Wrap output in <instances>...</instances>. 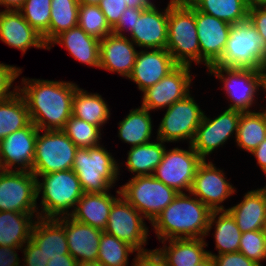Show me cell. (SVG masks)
Returning a JSON list of instances; mask_svg holds the SVG:
<instances>
[{"instance_id": "f35d334b", "label": "cell", "mask_w": 266, "mask_h": 266, "mask_svg": "<svg viewBox=\"0 0 266 266\" xmlns=\"http://www.w3.org/2000/svg\"><path fill=\"white\" fill-rule=\"evenodd\" d=\"M19 11L49 45L51 0H25Z\"/></svg>"}, {"instance_id": "4fadbf2b", "label": "cell", "mask_w": 266, "mask_h": 266, "mask_svg": "<svg viewBox=\"0 0 266 266\" xmlns=\"http://www.w3.org/2000/svg\"><path fill=\"white\" fill-rule=\"evenodd\" d=\"M143 219L146 218L121 195L113 203L104 231L137 252L144 251L149 231Z\"/></svg>"}, {"instance_id": "44dd1931", "label": "cell", "mask_w": 266, "mask_h": 266, "mask_svg": "<svg viewBox=\"0 0 266 266\" xmlns=\"http://www.w3.org/2000/svg\"><path fill=\"white\" fill-rule=\"evenodd\" d=\"M177 64L166 49H150L138 51L131 75L128 79L138 85L140 91L158 83L173 70Z\"/></svg>"}, {"instance_id": "5b68a950", "label": "cell", "mask_w": 266, "mask_h": 266, "mask_svg": "<svg viewBox=\"0 0 266 266\" xmlns=\"http://www.w3.org/2000/svg\"><path fill=\"white\" fill-rule=\"evenodd\" d=\"M112 156L102 145L77 149L72 170L84 193H105L115 186L120 167Z\"/></svg>"}, {"instance_id": "7402d4cb", "label": "cell", "mask_w": 266, "mask_h": 266, "mask_svg": "<svg viewBox=\"0 0 266 266\" xmlns=\"http://www.w3.org/2000/svg\"><path fill=\"white\" fill-rule=\"evenodd\" d=\"M65 229L69 253L77 262L96 261L102 230L78 222L70 216L56 219Z\"/></svg>"}, {"instance_id": "f6af8a7d", "label": "cell", "mask_w": 266, "mask_h": 266, "mask_svg": "<svg viewBox=\"0 0 266 266\" xmlns=\"http://www.w3.org/2000/svg\"><path fill=\"white\" fill-rule=\"evenodd\" d=\"M208 255L212 256L213 266H260L240 252L216 255L208 251Z\"/></svg>"}, {"instance_id": "60d3db41", "label": "cell", "mask_w": 266, "mask_h": 266, "mask_svg": "<svg viewBox=\"0 0 266 266\" xmlns=\"http://www.w3.org/2000/svg\"><path fill=\"white\" fill-rule=\"evenodd\" d=\"M78 26L99 41L112 33V28L98 5H79Z\"/></svg>"}, {"instance_id": "603a6c76", "label": "cell", "mask_w": 266, "mask_h": 266, "mask_svg": "<svg viewBox=\"0 0 266 266\" xmlns=\"http://www.w3.org/2000/svg\"><path fill=\"white\" fill-rule=\"evenodd\" d=\"M127 36L111 33L100 40V67L110 72H116L128 79L131 75L138 51Z\"/></svg>"}, {"instance_id": "52a82bcc", "label": "cell", "mask_w": 266, "mask_h": 266, "mask_svg": "<svg viewBox=\"0 0 266 266\" xmlns=\"http://www.w3.org/2000/svg\"><path fill=\"white\" fill-rule=\"evenodd\" d=\"M121 195L150 223L178 195L153 175L133 176L120 186Z\"/></svg>"}, {"instance_id": "680465c9", "label": "cell", "mask_w": 266, "mask_h": 266, "mask_svg": "<svg viewBox=\"0 0 266 266\" xmlns=\"http://www.w3.org/2000/svg\"><path fill=\"white\" fill-rule=\"evenodd\" d=\"M101 0H78L79 4L84 5H99Z\"/></svg>"}, {"instance_id": "11a10c76", "label": "cell", "mask_w": 266, "mask_h": 266, "mask_svg": "<svg viewBox=\"0 0 266 266\" xmlns=\"http://www.w3.org/2000/svg\"><path fill=\"white\" fill-rule=\"evenodd\" d=\"M194 266H213V259L211 255H208L203 261Z\"/></svg>"}, {"instance_id": "f546056e", "label": "cell", "mask_w": 266, "mask_h": 266, "mask_svg": "<svg viewBox=\"0 0 266 266\" xmlns=\"http://www.w3.org/2000/svg\"><path fill=\"white\" fill-rule=\"evenodd\" d=\"M212 226L215 227V249L218 250V255L238 252L242 233L233 216L227 210L211 212L206 236L211 231Z\"/></svg>"}, {"instance_id": "f1b7e54d", "label": "cell", "mask_w": 266, "mask_h": 266, "mask_svg": "<svg viewBox=\"0 0 266 266\" xmlns=\"http://www.w3.org/2000/svg\"><path fill=\"white\" fill-rule=\"evenodd\" d=\"M34 214L0 211V246L23 247L30 238ZM33 219V220H32Z\"/></svg>"}, {"instance_id": "cb8c5ba5", "label": "cell", "mask_w": 266, "mask_h": 266, "mask_svg": "<svg viewBox=\"0 0 266 266\" xmlns=\"http://www.w3.org/2000/svg\"><path fill=\"white\" fill-rule=\"evenodd\" d=\"M116 193L117 197L108 192L84 193L75 209L70 211V217L104 231L113 203L121 196L120 189Z\"/></svg>"}, {"instance_id": "7c38bea8", "label": "cell", "mask_w": 266, "mask_h": 266, "mask_svg": "<svg viewBox=\"0 0 266 266\" xmlns=\"http://www.w3.org/2000/svg\"><path fill=\"white\" fill-rule=\"evenodd\" d=\"M202 161L191 144L188 150L179 147L165 150L153 176L178 193H183L184 189L190 192L196 171Z\"/></svg>"}, {"instance_id": "484cf974", "label": "cell", "mask_w": 266, "mask_h": 266, "mask_svg": "<svg viewBox=\"0 0 266 266\" xmlns=\"http://www.w3.org/2000/svg\"><path fill=\"white\" fill-rule=\"evenodd\" d=\"M226 210L241 233L262 230L266 222V191L263 188L248 191L239 204Z\"/></svg>"}, {"instance_id": "d6a6232c", "label": "cell", "mask_w": 266, "mask_h": 266, "mask_svg": "<svg viewBox=\"0 0 266 266\" xmlns=\"http://www.w3.org/2000/svg\"><path fill=\"white\" fill-rule=\"evenodd\" d=\"M157 142H149L130 148L126 161L127 169L135 176L153 175L155 168L162 161L166 147L165 142L156 138Z\"/></svg>"}, {"instance_id": "4dcf8cb0", "label": "cell", "mask_w": 266, "mask_h": 266, "mask_svg": "<svg viewBox=\"0 0 266 266\" xmlns=\"http://www.w3.org/2000/svg\"><path fill=\"white\" fill-rule=\"evenodd\" d=\"M106 103L98 93H89L77 87L73 96L72 115L101 129L111 115Z\"/></svg>"}, {"instance_id": "91938a15", "label": "cell", "mask_w": 266, "mask_h": 266, "mask_svg": "<svg viewBox=\"0 0 266 266\" xmlns=\"http://www.w3.org/2000/svg\"><path fill=\"white\" fill-rule=\"evenodd\" d=\"M262 72V89L266 92V65L261 69Z\"/></svg>"}, {"instance_id": "8992f818", "label": "cell", "mask_w": 266, "mask_h": 266, "mask_svg": "<svg viewBox=\"0 0 266 266\" xmlns=\"http://www.w3.org/2000/svg\"><path fill=\"white\" fill-rule=\"evenodd\" d=\"M266 65V45L249 20L233 24L221 59L213 66L261 70Z\"/></svg>"}, {"instance_id": "ac0fdd59", "label": "cell", "mask_w": 266, "mask_h": 266, "mask_svg": "<svg viewBox=\"0 0 266 266\" xmlns=\"http://www.w3.org/2000/svg\"><path fill=\"white\" fill-rule=\"evenodd\" d=\"M38 128L34 123L0 141V166L5 171H30L34 164ZM18 168H16L17 166Z\"/></svg>"}, {"instance_id": "4316f807", "label": "cell", "mask_w": 266, "mask_h": 266, "mask_svg": "<svg viewBox=\"0 0 266 266\" xmlns=\"http://www.w3.org/2000/svg\"><path fill=\"white\" fill-rule=\"evenodd\" d=\"M30 240L42 250L47 259L70 254L65 229L56 219L38 217Z\"/></svg>"}, {"instance_id": "b9f144b4", "label": "cell", "mask_w": 266, "mask_h": 266, "mask_svg": "<svg viewBox=\"0 0 266 266\" xmlns=\"http://www.w3.org/2000/svg\"><path fill=\"white\" fill-rule=\"evenodd\" d=\"M238 252L248 259L263 266L261 261L266 260V236L264 229L242 233Z\"/></svg>"}, {"instance_id": "7a4b0ae2", "label": "cell", "mask_w": 266, "mask_h": 266, "mask_svg": "<svg viewBox=\"0 0 266 266\" xmlns=\"http://www.w3.org/2000/svg\"><path fill=\"white\" fill-rule=\"evenodd\" d=\"M188 195L178 193L151 222L159 241L206 237L212 211L190 192Z\"/></svg>"}, {"instance_id": "3957f363", "label": "cell", "mask_w": 266, "mask_h": 266, "mask_svg": "<svg viewBox=\"0 0 266 266\" xmlns=\"http://www.w3.org/2000/svg\"><path fill=\"white\" fill-rule=\"evenodd\" d=\"M166 50L177 65L200 63L195 7L188 0H170Z\"/></svg>"}, {"instance_id": "681fc988", "label": "cell", "mask_w": 266, "mask_h": 266, "mask_svg": "<svg viewBox=\"0 0 266 266\" xmlns=\"http://www.w3.org/2000/svg\"><path fill=\"white\" fill-rule=\"evenodd\" d=\"M135 23V3L130 4L128 8L122 13L118 23L112 28V33L119 36H125V30L132 32Z\"/></svg>"}, {"instance_id": "74e56055", "label": "cell", "mask_w": 266, "mask_h": 266, "mask_svg": "<svg viewBox=\"0 0 266 266\" xmlns=\"http://www.w3.org/2000/svg\"><path fill=\"white\" fill-rule=\"evenodd\" d=\"M134 252L132 246L103 231L97 261L103 266H128L129 254Z\"/></svg>"}, {"instance_id": "e575fe53", "label": "cell", "mask_w": 266, "mask_h": 266, "mask_svg": "<svg viewBox=\"0 0 266 266\" xmlns=\"http://www.w3.org/2000/svg\"><path fill=\"white\" fill-rule=\"evenodd\" d=\"M264 112H241L235 141L239 148L252 152L266 139V109Z\"/></svg>"}, {"instance_id": "816d5d0a", "label": "cell", "mask_w": 266, "mask_h": 266, "mask_svg": "<svg viewBox=\"0 0 266 266\" xmlns=\"http://www.w3.org/2000/svg\"><path fill=\"white\" fill-rule=\"evenodd\" d=\"M250 154L255 156L257 164L266 175V139L263 140L259 146L254 149Z\"/></svg>"}, {"instance_id": "5bb4252c", "label": "cell", "mask_w": 266, "mask_h": 266, "mask_svg": "<svg viewBox=\"0 0 266 266\" xmlns=\"http://www.w3.org/2000/svg\"><path fill=\"white\" fill-rule=\"evenodd\" d=\"M240 117V111L229 108L213 119L204 113L191 146L203 160H206L207 155L224 145L234 132L236 137Z\"/></svg>"}, {"instance_id": "9c48e42d", "label": "cell", "mask_w": 266, "mask_h": 266, "mask_svg": "<svg viewBox=\"0 0 266 266\" xmlns=\"http://www.w3.org/2000/svg\"><path fill=\"white\" fill-rule=\"evenodd\" d=\"M209 74H213L223 83L231 104L229 109L240 112H251L257 91L262 87V72L259 69L231 68L210 66ZM225 73V74H224Z\"/></svg>"}, {"instance_id": "83f0119b", "label": "cell", "mask_w": 266, "mask_h": 266, "mask_svg": "<svg viewBox=\"0 0 266 266\" xmlns=\"http://www.w3.org/2000/svg\"><path fill=\"white\" fill-rule=\"evenodd\" d=\"M205 238H184L161 241L163 247L159 252L165 258L168 266H194L208 256ZM169 242V246L165 243Z\"/></svg>"}, {"instance_id": "c3c4849f", "label": "cell", "mask_w": 266, "mask_h": 266, "mask_svg": "<svg viewBox=\"0 0 266 266\" xmlns=\"http://www.w3.org/2000/svg\"><path fill=\"white\" fill-rule=\"evenodd\" d=\"M248 20L263 37L266 45V6H250Z\"/></svg>"}, {"instance_id": "9a60e30c", "label": "cell", "mask_w": 266, "mask_h": 266, "mask_svg": "<svg viewBox=\"0 0 266 266\" xmlns=\"http://www.w3.org/2000/svg\"><path fill=\"white\" fill-rule=\"evenodd\" d=\"M168 6L160 12L155 4L135 3V23L129 38L137 47L166 49Z\"/></svg>"}, {"instance_id": "db71d44e", "label": "cell", "mask_w": 266, "mask_h": 266, "mask_svg": "<svg viewBox=\"0 0 266 266\" xmlns=\"http://www.w3.org/2000/svg\"><path fill=\"white\" fill-rule=\"evenodd\" d=\"M24 1L25 0H0V5L6 7L5 10H19Z\"/></svg>"}, {"instance_id": "7dc6e473", "label": "cell", "mask_w": 266, "mask_h": 266, "mask_svg": "<svg viewBox=\"0 0 266 266\" xmlns=\"http://www.w3.org/2000/svg\"><path fill=\"white\" fill-rule=\"evenodd\" d=\"M23 247V261L25 263L23 266H47L50 259H47L42 253V250L31 240H29Z\"/></svg>"}, {"instance_id": "8d00e7d4", "label": "cell", "mask_w": 266, "mask_h": 266, "mask_svg": "<svg viewBox=\"0 0 266 266\" xmlns=\"http://www.w3.org/2000/svg\"><path fill=\"white\" fill-rule=\"evenodd\" d=\"M78 0H51L49 43L61 32L78 26Z\"/></svg>"}, {"instance_id": "d590c367", "label": "cell", "mask_w": 266, "mask_h": 266, "mask_svg": "<svg viewBox=\"0 0 266 266\" xmlns=\"http://www.w3.org/2000/svg\"><path fill=\"white\" fill-rule=\"evenodd\" d=\"M30 123L27 104L19 92L0 101V141L11 133L27 127Z\"/></svg>"}, {"instance_id": "ee69618b", "label": "cell", "mask_w": 266, "mask_h": 266, "mask_svg": "<svg viewBox=\"0 0 266 266\" xmlns=\"http://www.w3.org/2000/svg\"><path fill=\"white\" fill-rule=\"evenodd\" d=\"M132 3L131 0H101L98 6L105 15L109 26L113 28L120 20L125 9Z\"/></svg>"}, {"instance_id": "6f0895ef", "label": "cell", "mask_w": 266, "mask_h": 266, "mask_svg": "<svg viewBox=\"0 0 266 266\" xmlns=\"http://www.w3.org/2000/svg\"><path fill=\"white\" fill-rule=\"evenodd\" d=\"M249 6H266V0H248Z\"/></svg>"}, {"instance_id": "9f6ffc18", "label": "cell", "mask_w": 266, "mask_h": 266, "mask_svg": "<svg viewBox=\"0 0 266 266\" xmlns=\"http://www.w3.org/2000/svg\"><path fill=\"white\" fill-rule=\"evenodd\" d=\"M76 266H103V265L96 260L90 262H77Z\"/></svg>"}, {"instance_id": "6da1fadb", "label": "cell", "mask_w": 266, "mask_h": 266, "mask_svg": "<svg viewBox=\"0 0 266 266\" xmlns=\"http://www.w3.org/2000/svg\"><path fill=\"white\" fill-rule=\"evenodd\" d=\"M23 96L31 122L40 130H63L72 115L77 84L65 81L22 78Z\"/></svg>"}, {"instance_id": "30bf717a", "label": "cell", "mask_w": 266, "mask_h": 266, "mask_svg": "<svg viewBox=\"0 0 266 266\" xmlns=\"http://www.w3.org/2000/svg\"><path fill=\"white\" fill-rule=\"evenodd\" d=\"M37 209V210H36ZM37 178L30 171L0 173V211H15L38 216Z\"/></svg>"}, {"instance_id": "f5cc1de1", "label": "cell", "mask_w": 266, "mask_h": 266, "mask_svg": "<svg viewBox=\"0 0 266 266\" xmlns=\"http://www.w3.org/2000/svg\"><path fill=\"white\" fill-rule=\"evenodd\" d=\"M77 261L71 254H64L61 257L51 258L47 266H76Z\"/></svg>"}, {"instance_id": "8fae6325", "label": "cell", "mask_w": 266, "mask_h": 266, "mask_svg": "<svg viewBox=\"0 0 266 266\" xmlns=\"http://www.w3.org/2000/svg\"><path fill=\"white\" fill-rule=\"evenodd\" d=\"M166 109L156 138L167 143L188 139L191 144L204 115L194 97L189 93Z\"/></svg>"}, {"instance_id": "2e32d148", "label": "cell", "mask_w": 266, "mask_h": 266, "mask_svg": "<svg viewBox=\"0 0 266 266\" xmlns=\"http://www.w3.org/2000/svg\"><path fill=\"white\" fill-rule=\"evenodd\" d=\"M224 173L211 161L203 160L193 179L190 194L197 197L211 211L226 210L220 204L236 192Z\"/></svg>"}, {"instance_id": "94428289", "label": "cell", "mask_w": 266, "mask_h": 266, "mask_svg": "<svg viewBox=\"0 0 266 266\" xmlns=\"http://www.w3.org/2000/svg\"><path fill=\"white\" fill-rule=\"evenodd\" d=\"M133 3H140L144 5H152L154 3L151 2V0H131Z\"/></svg>"}, {"instance_id": "bcb514c9", "label": "cell", "mask_w": 266, "mask_h": 266, "mask_svg": "<svg viewBox=\"0 0 266 266\" xmlns=\"http://www.w3.org/2000/svg\"><path fill=\"white\" fill-rule=\"evenodd\" d=\"M132 266H168V264L163 255L156 248L137 252Z\"/></svg>"}, {"instance_id": "ffe728a7", "label": "cell", "mask_w": 266, "mask_h": 266, "mask_svg": "<svg viewBox=\"0 0 266 266\" xmlns=\"http://www.w3.org/2000/svg\"><path fill=\"white\" fill-rule=\"evenodd\" d=\"M0 40L25 54L30 47L48 49L40 35L19 10L0 11Z\"/></svg>"}, {"instance_id": "f907efd6", "label": "cell", "mask_w": 266, "mask_h": 266, "mask_svg": "<svg viewBox=\"0 0 266 266\" xmlns=\"http://www.w3.org/2000/svg\"><path fill=\"white\" fill-rule=\"evenodd\" d=\"M16 249L21 250L22 247L0 246V266H22Z\"/></svg>"}, {"instance_id": "d6986e66", "label": "cell", "mask_w": 266, "mask_h": 266, "mask_svg": "<svg viewBox=\"0 0 266 266\" xmlns=\"http://www.w3.org/2000/svg\"><path fill=\"white\" fill-rule=\"evenodd\" d=\"M195 21L200 45V63L203 62L208 69L221 59L232 24L196 8Z\"/></svg>"}, {"instance_id": "ba28073f", "label": "cell", "mask_w": 266, "mask_h": 266, "mask_svg": "<svg viewBox=\"0 0 266 266\" xmlns=\"http://www.w3.org/2000/svg\"><path fill=\"white\" fill-rule=\"evenodd\" d=\"M40 135L38 129L34 164V175L72 169L78 147L62 130H43Z\"/></svg>"}, {"instance_id": "6125c7cd", "label": "cell", "mask_w": 266, "mask_h": 266, "mask_svg": "<svg viewBox=\"0 0 266 266\" xmlns=\"http://www.w3.org/2000/svg\"><path fill=\"white\" fill-rule=\"evenodd\" d=\"M264 232H265V236H266V222H265V226H264Z\"/></svg>"}, {"instance_id": "e0dca14e", "label": "cell", "mask_w": 266, "mask_h": 266, "mask_svg": "<svg viewBox=\"0 0 266 266\" xmlns=\"http://www.w3.org/2000/svg\"><path fill=\"white\" fill-rule=\"evenodd\" d=\"M192 79L190 66L177 65L158 83L143 91L141 107L149 111L169 108L190 93Z\"/></svg>"}, {"instance_id": "836d02e7", "label": "cell", "mask_w": 266, "mask_h": 266, "mask_svg": "<svg viewBox=\"0 0 266 266\" xmlns=\"http://www.w3.org/2000/svg\"><path fill=\"white\" fill-rule=\"evenodd\" d=\"M198 11L212 15L230 24L248 20V0H188Z\"/></svg>"}, {"instance_id": "1f68e13d", "label": "cell", "mask_w": 266, "mask_h": 266, "mask_svg": "<svg viewBox=\"0 0 266 266\" xmlns=\"http://www.w3.org/2000/svg\"><path fill=\"white\" fill-rule=\"evenodd\" d=\"M118 137L125 143L134 146L151 142L152 120L148 109L138 107L119 122Z\"/></svg>"}, {"instance_id": "d4e9b609", "label": "cell", "mask_w": 266, "mask_h": 266, "mask_svg": "<svg viewBox=\"0 0 266 266\" xmlns=\"http://www.w3.org/2000/svg\"><path fill=\"white\" fill-rule=\"evenodd\" d=\"M55 44L65 47L77 61L92 67H100V41L87 34L81 27L76 26L61 32L49 43L47 50Z\"/></svg>"}, {"instance_id": "ab89813d", "label": "cell", "mask_w": 266, "mask_h": 266, "mask_svg": "<svg viewBox=\"0 0 266 266\" xmlns=\"http://www.w3.org/2000/svg\"><path fill=\"white\" fill-rule=\"evenodd\" d=\"M78 148H91L101 145V129L73 115L62 130Z\"/></svg>"}, {"instance_id": "277c9868", "label": "cell", "mask_w": 266, "mask_h": 266, "mask_svg": "<svg viewBox=\"0 0 266 266\" xmlns=\"http://www.w3.org/2000/svg\"><path fill=\"white\" fill-rule=\"evenodd\" d=\"M35 176L37 178V199L42 193L39 218L57 219L70 216L69 209L74 210L78 200L84 194L75 172L69 169ZM38 176L42 177V183Z\"/></svg>"}, {"instance_id": "7bdbcfd3", "label": "cell", "mask_w": 266, "mask_h": 266, "mask_svg": "<svg viewBox=\"0 0 266 266\" xmlns=\"http://www.w3.org/2000/svg\"><path fill=\"white\" fill-rule=\"evenodd\" d=\"M20 74H22L21 68L0 63V101L6 100L18 92V86H15L13 91H10V88L13 87V82Z\"/></svg>"}]
</instances>
